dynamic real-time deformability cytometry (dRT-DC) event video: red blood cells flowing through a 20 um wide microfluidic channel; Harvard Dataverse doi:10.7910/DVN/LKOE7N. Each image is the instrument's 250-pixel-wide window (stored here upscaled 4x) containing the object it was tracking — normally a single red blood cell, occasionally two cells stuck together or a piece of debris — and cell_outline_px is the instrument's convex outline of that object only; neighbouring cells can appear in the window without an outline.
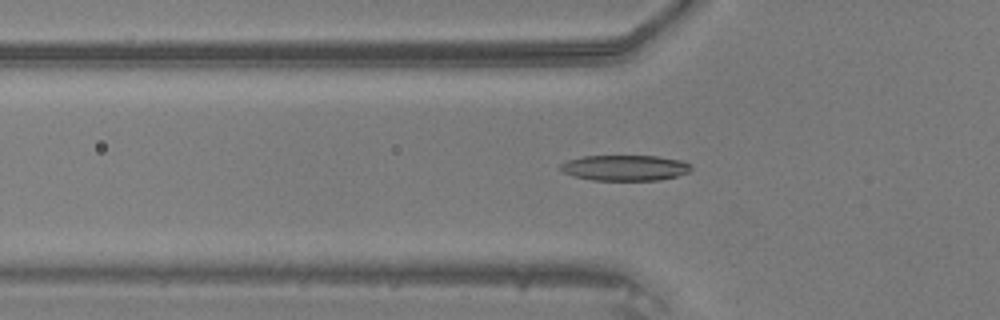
{"species": "common noctule bat (a hibernating species)", "species_latin": "Nyctalus noctula", "temperature_condition": "warm", "stored_images_in_passage": 48, "camera_frame_rate_fps": 3000, "um_per_image_px": 0.085, "animal": {"sex": "male", "body_mass_g": 20.5, "forearm_length_mm": 52.5}, "frame": {"image": 1, "passage_image": 17, "time_ms": 5.333, "image_size_px": [1000, 320], "cell_outline_px": [[692, 168], [688, 172], [676, 176], [656, 180], [592, 180], [576, 176], [564, 172], [560, 168], [560, 164], [568, 160], [584, 156], [656, 156], [680, 160], [692, 164]], "centroid_in_image_um": [53.14, 14.26], "position_along_channel_um": 72.7, "area_um2": 19.31}}
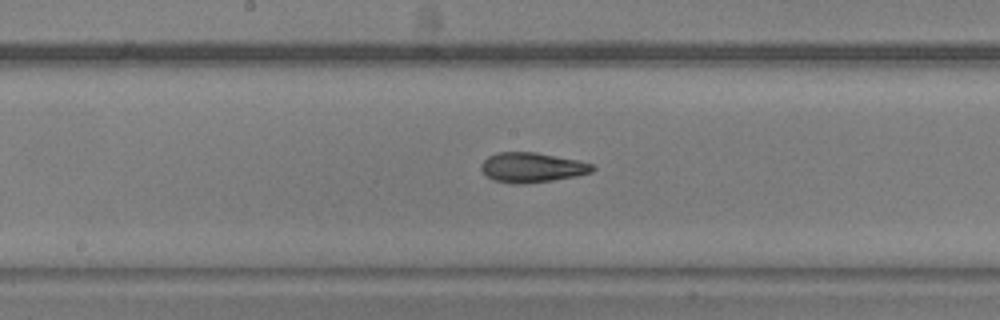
{"frame": {"image": 2, "passage_image": 26, "time_ms": 8.333, "image_size_px": [1000, 320], "cell_outline_px": [[596, 168], [592, 172], [576, 176], [552, 180], [524, 184], [512, 184], [496, 180], [488, 176], [480, 168], [480, 164], [488, 156], [496, 152], [536, 152], [576, 160], [592, 164]], "centroid_in_image_um": [45.21, 14.23], "position_along_channel_um": 203.0, "area_um2": 19.25}}
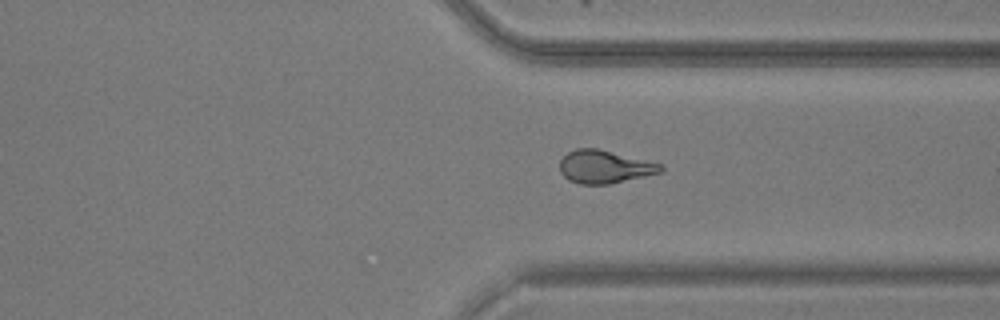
{"frame": {"image": 3, "passage_image": 37, "time_ms": 12.0, "image_size_px": [1000, 320], "cell_outline_px": [[664, 172], [608, 184], [580, 184], [568, 180], [560, 172], [560, 160], [568, 152], [576, 148], [596, 148], [660, 164], [664, 168]], "centroid_in_image_um": [51.36, 14.18], "position_along_channel_um": 360.0, "area_um2": 19.19}}